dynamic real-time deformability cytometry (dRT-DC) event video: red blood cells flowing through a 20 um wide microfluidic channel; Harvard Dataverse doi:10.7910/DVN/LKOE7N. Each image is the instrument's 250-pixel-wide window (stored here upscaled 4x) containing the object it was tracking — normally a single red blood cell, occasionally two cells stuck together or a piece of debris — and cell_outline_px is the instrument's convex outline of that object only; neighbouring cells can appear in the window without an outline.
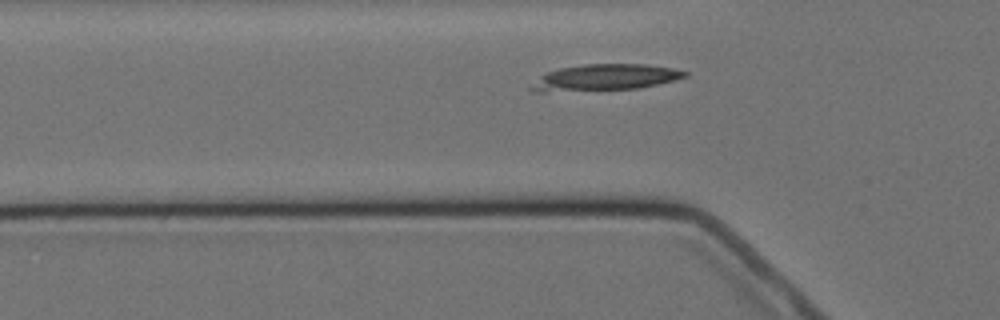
{"species": "Egyptian fruit bat (a non-hibernating species)", "species_latin": "Rousettus aegyptiacus", "temperature_condition": "cold", "stored_images_in_passage": 5, "segment_of_instrument_passage": [2, 2], "camera_frame_rate_fps": 3000, "um_per_image_px": 0.085, "animal": {"sex": "female"}, "frame": {"image": 1, "passage_image": 5, "time_ms": 5.667, "image_size_px": [1000, 320], "cell_outline_px": [[688, 76], [640, 88], [544, 92], [532, 92], [528, 88], [548, 72], [560, 68], [584, 64], [644, 64], [672, 68], [688, 72]], "centroid_in_image_um": [51.42, 6.58], "position_along_channel_um": 74.4, "area_um2": 23.18}}